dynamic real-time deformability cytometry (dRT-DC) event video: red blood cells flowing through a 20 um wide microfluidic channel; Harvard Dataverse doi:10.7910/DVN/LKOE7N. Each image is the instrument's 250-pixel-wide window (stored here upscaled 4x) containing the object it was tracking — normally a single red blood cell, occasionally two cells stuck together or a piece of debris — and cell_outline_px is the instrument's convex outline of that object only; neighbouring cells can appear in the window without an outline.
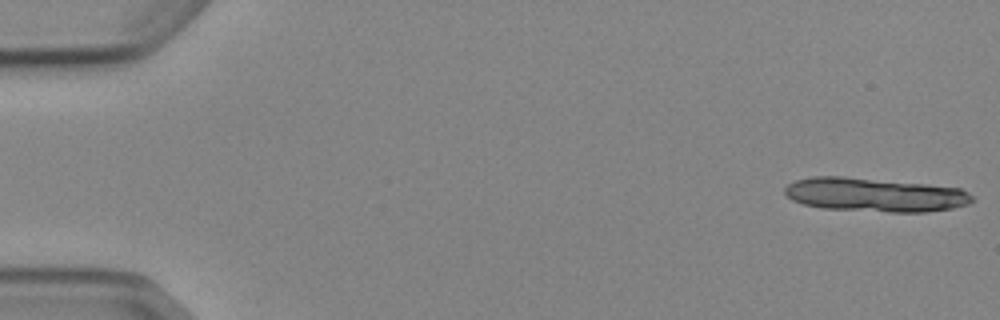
{"species": "Egyptian fruit bat (a non-hibernating species)", "species_latin": "Rousettus aegyptiacus", "temperature_condition": "cold", "stored_images_in_passage": 5, "camera_frame_rate_fps": 3000, "um_per_image_px": 0.085, "animal": {"sex": "female"}, "frame": {"image": 1, "passage_image": 1, "time_ms": 0.0, "image_size_px": [1000, 320], "cell_outline_px": [[976, 200], [968, 204], [952, 208], [928, 212], [888, 212], [820, 208], [804, 204], [792, 200], [784, 192], [784, 188], [788, 184], [796, 180], [812, 176], [844, 176], [928, 184], [960, 188], [968, 192]], "centroid_in_image_um": [74.37, 16.55], "position_along_channel_um": 10.6, "area_um2": 37.28}}